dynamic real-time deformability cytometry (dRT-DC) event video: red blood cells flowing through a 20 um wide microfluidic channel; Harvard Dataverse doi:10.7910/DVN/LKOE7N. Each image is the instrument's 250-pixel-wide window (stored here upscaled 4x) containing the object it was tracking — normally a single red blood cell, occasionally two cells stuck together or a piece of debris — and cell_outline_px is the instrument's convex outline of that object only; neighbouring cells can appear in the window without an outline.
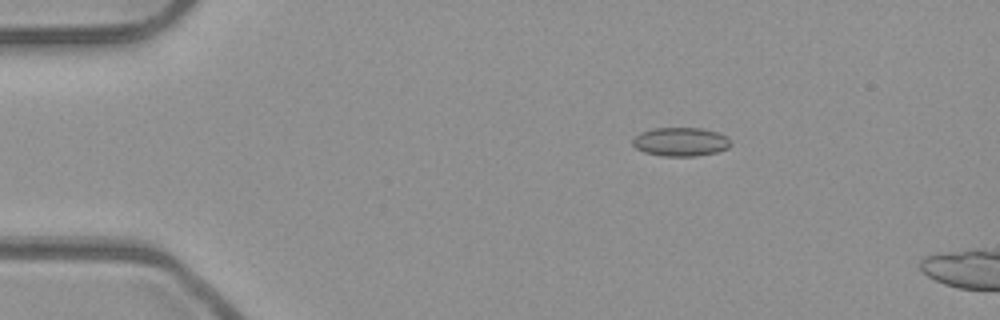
{"species": "common noctule bat (a hibernating species)", "species_latin": "Nyctalus noctula", "temperature_condition": "room temperature", "stored_images_in_passage": 13, "camera_frame_rate_fps": 3000, "um_per_image_px": 0.085, "animal": {"sex": "male", "body_mass_g": 23.1, "forearm_length_mm": 52.7}, "frame": {"image": 1, "passage_image": 10, "time_ms": 3.0, "image_size_px": [1000, 320], "cell_outline_px": [[732, 144], [728, 148], [716, 152], [696, 156], [664, 156], [644, 152], [636, 148], [632, 144], [632, 140], [640, 132], [652, 128], [704, 128], [728, 136], [732, 140]], "centroid_in_image_um": [57.88, 12.05], "position_along_channel_um": 27.1, "area_um2": 16.59}}